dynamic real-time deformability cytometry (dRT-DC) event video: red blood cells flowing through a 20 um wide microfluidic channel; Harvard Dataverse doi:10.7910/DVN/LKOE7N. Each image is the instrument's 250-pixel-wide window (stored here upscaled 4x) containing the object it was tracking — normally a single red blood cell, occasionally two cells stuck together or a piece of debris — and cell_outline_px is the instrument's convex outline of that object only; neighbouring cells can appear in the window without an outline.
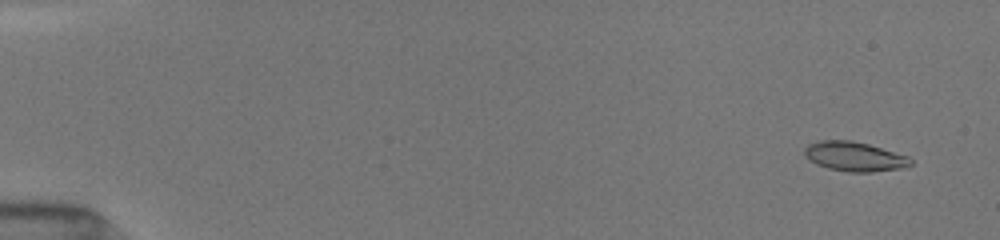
{"species": "common noctule bat (a hibernating species)", "species_latin": "Nyctalus noctula", "temperature_condition": "room temperature", "stored_images_in_passage": 61, "camera_frame_rate_fps": 3000, "um_per_image_px": 0.085, "animal": {"sex": "female", "body_mass_g": 19.5, "forearm_length_mm": 54.1}, "frame": {"image": 1, "passage_image": 7, "time_ms": 1.0, "image_size_px": [1000, 240], "cell_outline_px": [[912, 164], [900, 168], [872, 172], [848, 172], [828, 168], [816, 164], [804, 156], [804, 148], [808, 144], [820, 140], [852, 140], [868, 144], [908, 156], [912, 160]], "centroid_in_image_um": [72.6, 13.3], "position_along_channel_um": 12.4, "area_um2": 18.21}}
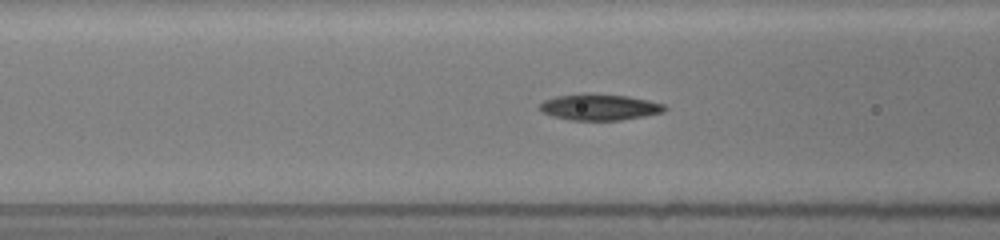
{"frame": {"image": 2, "passage_image": 31, "time_ms": 7.333, "image_size_px": [1000, 240], "cell_outline_px": [[668, 108], [664, 112], [644, 116], [620, 120], [568, 120], [552, 116], [540, 112], [540, 104], [544, 100], [556, 96], [584, 92], [592, 92], [628, 96], [648, 100], [664, 104]], "centroid_in_image_um": [50.94, 9.09], "position_along_channel_um": 115.7, "area_um2": 19.48}}
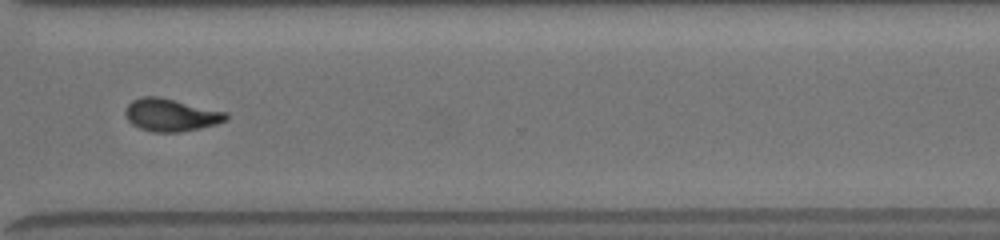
{"frame": {"image": 3, "passage_image": 60, "time_ms": 13.333, "image_size_px": [1000, 240], "cell_outline_px": [[228, 120], [216, 124], [200, 128], [180, 132], [152, 132], [140, 128], [132, 124], [128, 120], [124, 112], [124, 108], [132, 100], [144, 96], [160, 96], [228, 112]], "centroid_in_image_um": [14.53, 9.76], "position_along_channel_um": 356.1, "area_um2": 19.36}}